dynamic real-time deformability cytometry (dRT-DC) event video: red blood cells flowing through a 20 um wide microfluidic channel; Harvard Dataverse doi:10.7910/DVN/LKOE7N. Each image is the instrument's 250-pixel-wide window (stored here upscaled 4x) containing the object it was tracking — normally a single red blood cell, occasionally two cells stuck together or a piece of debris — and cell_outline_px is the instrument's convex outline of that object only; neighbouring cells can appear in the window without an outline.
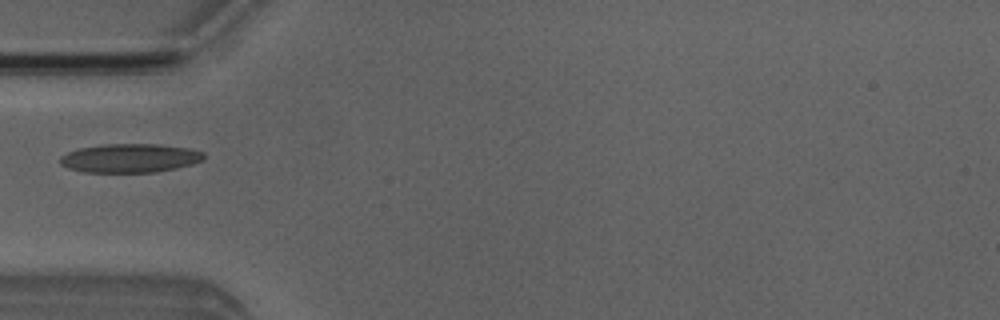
{"species": "Egyptian fruit bat (a non-hibernating species)", "species_latin": "Rousettus aegyptiacus", "temperature_condition": "room temperature", "stored_images_in_passage": 5, "camera_frame_rate_fps": 3000, "um_per_image_px": 0.085, "animal": {"sex": "male"}, "frame": {"image": 1, "passage_image": 4, "time_ms": 3.667, "image_size_px": [1000, 320], "cell_outline_px": [[204, 160], [192, 164], [176, 168], [156, 172], [84, 172], [68, 168], [60, 164], [60, 156], [68, 152], [80, 148], [100, 144], [160, 144], [188, 148], [204, 152]], "centroid_in_image_um": [11.05, 13.44], "position_along_channel_um": 74.0, "area_um2": 24.22}}